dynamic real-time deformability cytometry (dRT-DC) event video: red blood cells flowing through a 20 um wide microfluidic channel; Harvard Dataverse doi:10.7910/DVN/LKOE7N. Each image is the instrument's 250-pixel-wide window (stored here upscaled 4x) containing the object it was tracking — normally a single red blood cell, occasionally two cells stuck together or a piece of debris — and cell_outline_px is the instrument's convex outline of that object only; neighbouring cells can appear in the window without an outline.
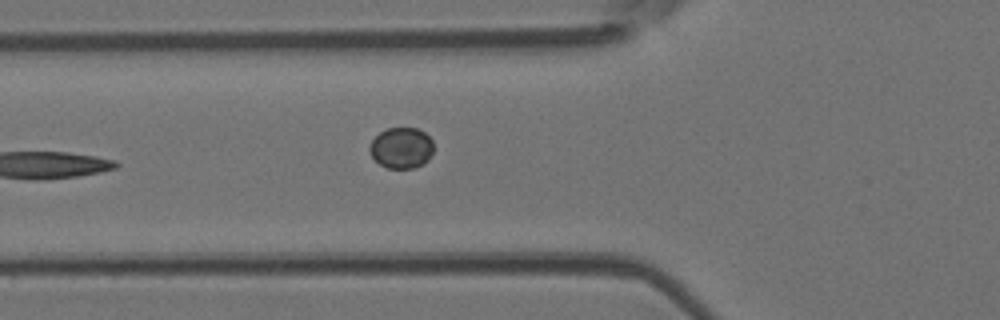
{"species": "Egyptian fruit bat (a non-hibernating species)", "species_latin": "Rousettus aegyptiacus", "temperature_condition": "room temperature", "stored_images_in_passage": 5, "camera_frame_rate_fps": 3000, "um_per_image_px": 0.085, "animal": {"sex": "female"}, "frame": {"image": 1, "passage_image": 5, "time_ms": 1.333, "image_size_px": [1000, 320], "cell_outline_px": [[432, 152], [428, 160], [424, 164], [416, 168], [388, 168], [380, 164], [372, 156], [368, 148], [372, 140], [380, 132], [388, 128], [416, 128], [424, 132], [432, 140]], "centroid_in_image_um": [34.12, 12.58], "position_along_channel_um": 91.7, "area_um2": 15.2}}